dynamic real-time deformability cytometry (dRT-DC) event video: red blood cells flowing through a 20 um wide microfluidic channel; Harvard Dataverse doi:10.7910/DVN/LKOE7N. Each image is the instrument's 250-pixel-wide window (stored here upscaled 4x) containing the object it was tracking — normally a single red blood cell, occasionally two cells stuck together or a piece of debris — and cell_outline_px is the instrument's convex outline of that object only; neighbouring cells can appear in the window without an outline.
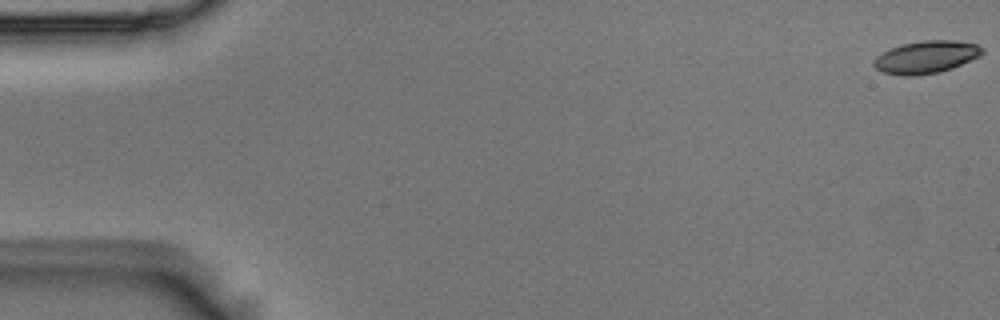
{"species": "Egyptian fruit bat (a non-hibernating species)", "species_latin": "Rousettus aegyptiacus", "temperature_condition": "room temperature", "stored_images_in_passage": 56, "camera_frame_rate_fps": 3000, "um_per_image_px": 0.085, "animal": {"sex": "male"}, "frame": {"image": 1, "passage_image": 1, "time_ms": 0.0, "image_size_px": [1000, 320], "cell_outline_px": [[984, 52], [980, 56], [952, 68], [940, 72], [916, 76], [900, 76], [880, 72], [872, 64], [872, 60], [876, 56], [888, 48], [900, 44], [924, 40], [956, 40], [976, 44], [984, 48]], "centroid_in_image_um": [78.67, 4.85], "position_along_channel_um": 6.3, "area_um2": 20.98}}
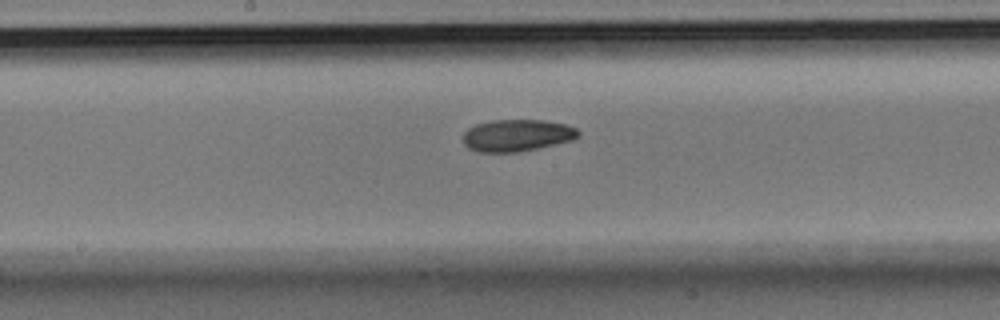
{"frame": {"image": 2, "passage_image": 29, "time_ms": 9.333, "image_size_px": [1000, 320], "cell_outline_px": [[580, 136], [572, 140], [520, 152], [476, 152], [468, 148], [464, 144], [464, 132], [468, 128], [476, 124], [492, 120], [544, 120], [568, 124], [576, 128], [580, 132]], "centroid_in_image_um": [43.95, 11.5], "position_along_channel_um": 204.2, "area_um2": 21.62}}
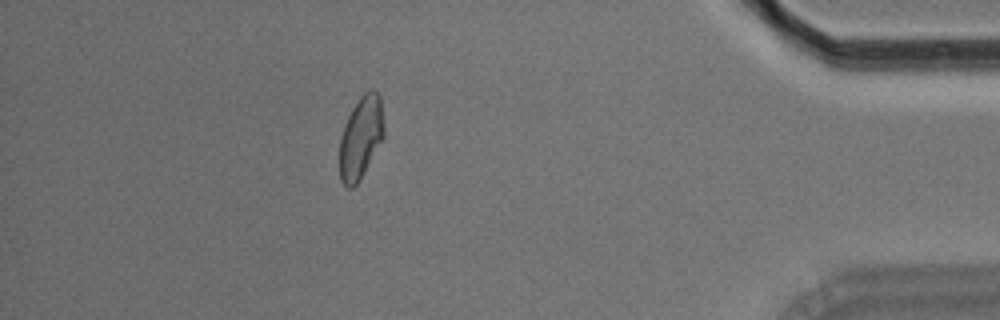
{"frame": {"image": 3, "passage_image": 49, "time_ms": 16.0, "image_size_px": [1000, 320], "cell_outline_px": [[384, 136], [360, 180], [352, 188], [348, 188], [340, 180], [340, 136], [344, 124], [352, 108], [360, 96], [368, 88], [372, 88], [380, 96], [384, 128]], "centroid_in_image_um": [30.66, 11.67], "position_along_channel_um": 404.5, "area_um2": 21.33}}